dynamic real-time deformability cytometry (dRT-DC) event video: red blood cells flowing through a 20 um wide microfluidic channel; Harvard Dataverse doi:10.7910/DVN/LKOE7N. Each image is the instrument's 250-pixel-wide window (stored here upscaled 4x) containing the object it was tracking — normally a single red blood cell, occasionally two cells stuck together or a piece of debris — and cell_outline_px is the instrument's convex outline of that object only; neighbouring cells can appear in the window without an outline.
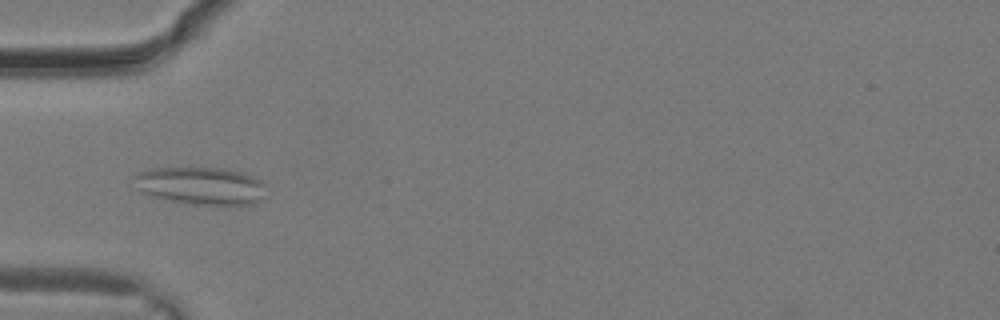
{"species": "common noctule bat (a hibernating species)", "species_latin": "Nyctalus noctula", "temperature_condition": "warm", "stored_images_in_passage": 22, "camera_frame_rate_fps": 3000, "um_per_image_px": 0.085, "animal": {"sex": "male", "body_mass_g": 19.2, "forearm_length_mm": 51.8}, "frame": {"image": 1, "passage_image": 10, "time_ms": 3.0, "image_size_px": [1000, 320], "cell_outline_px": [[268, 188], [260, 200], [256, 204], [188, 204], [152, 196], [140, 192], [136, 188], [132, 176], [136, 172], [152, 168], [224, 168], [240, 172], [252, 176], [260, 180]], "centroid_in_image_um": [17.03, 15.78], "position_along_channel_um": 68.0, "area_um2": 29.13}}
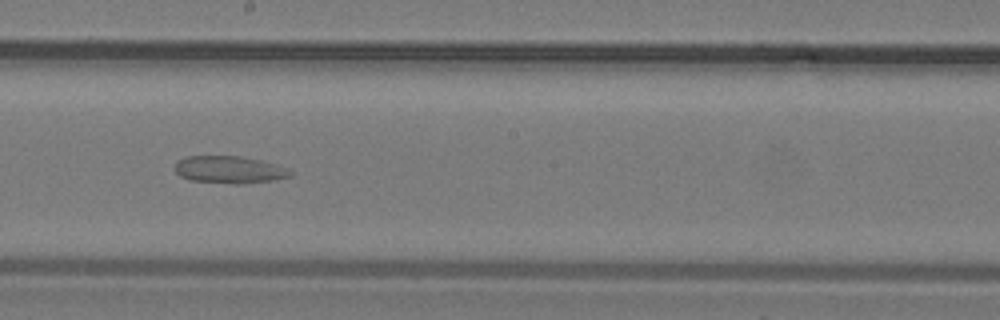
{"frame": {"image": 2, "passage_image": 17, "time_ms": 5.333, "image_size_px": [1000, 320], "cell_outline_px": [[292, 176], [276, 180], [240, 184], [232, 184], [192, 180], [180, 176], [176, 172], [176, 160], [188, 156], [240, 156], [260, 160], [288, 168], [292, 172]], "centroid_in_image_um": [19.52, 14.43], "position_along_channel_um": 228.7, "area_um2": 18.38}}
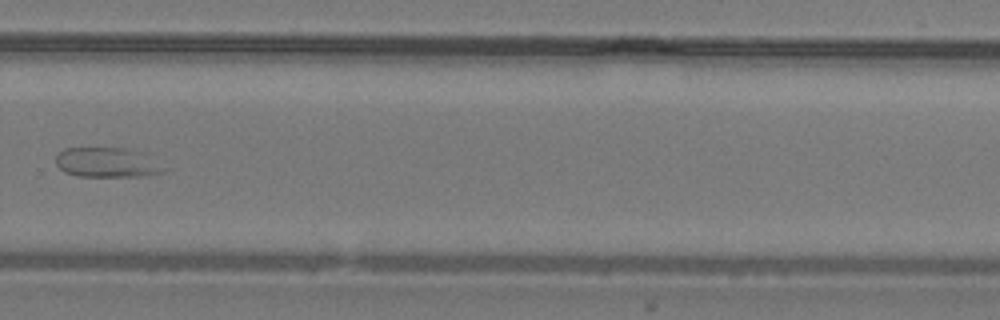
{"frame": {"image": 3, "passage_image": 21, "time_ms": 6.667, "image_size_px": [1000, 320], "cell_outline_px": [[172, 168], [164, 172], [148, 176], [76, 176], [64, 172], [56, 164], [56, 156], [64, 148], [128, 148], [140, 152]], "centroid_in_image_um": [9.18, 13.82], "position_along_channel_um": 320.6, "area_um2": 19.07}}